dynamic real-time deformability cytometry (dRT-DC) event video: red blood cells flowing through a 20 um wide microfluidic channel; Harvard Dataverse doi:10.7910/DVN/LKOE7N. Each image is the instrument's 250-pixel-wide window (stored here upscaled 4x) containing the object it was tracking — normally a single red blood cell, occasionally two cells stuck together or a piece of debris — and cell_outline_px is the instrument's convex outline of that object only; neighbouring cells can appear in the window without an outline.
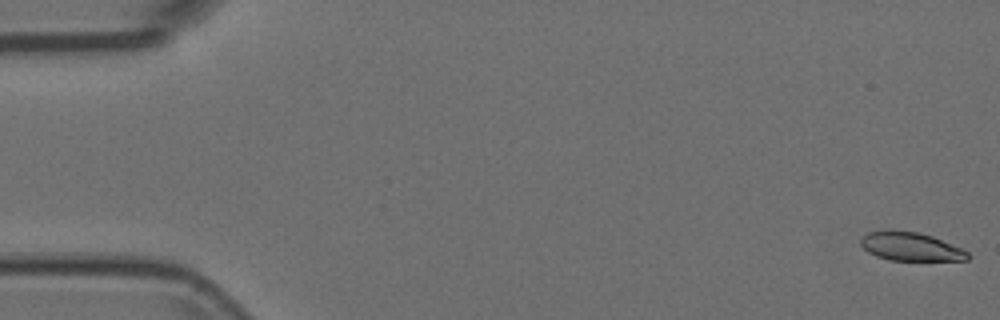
{"species": "Egyptian fruit bat (a non-hibernating species)", "species_latin": "Rousettus aegyptiacus", "temperature_condition": "room temperature", "stored_images_in_passage": 4, "camera_frame_rate_fps": 3000, "um_per_image_px": 0.085, "animal": {"sex": "female"}, "frame": {"image": 1, "passage_image": 1, "time_ms": 0.0, "image_size_px": [1000, 320], "cell_outline_px": [[968, 260], [888, 260], [876, 256], [868, 252], [860, 244], [860, 240], [868, 232], [892, 228], [920, 232], [932, 236], [960, 248], [968, 252]], "centroid_in_image_um": [77.34, 20.93], "position_along_channel_um": 7.7, "area_um2": 17.92}}